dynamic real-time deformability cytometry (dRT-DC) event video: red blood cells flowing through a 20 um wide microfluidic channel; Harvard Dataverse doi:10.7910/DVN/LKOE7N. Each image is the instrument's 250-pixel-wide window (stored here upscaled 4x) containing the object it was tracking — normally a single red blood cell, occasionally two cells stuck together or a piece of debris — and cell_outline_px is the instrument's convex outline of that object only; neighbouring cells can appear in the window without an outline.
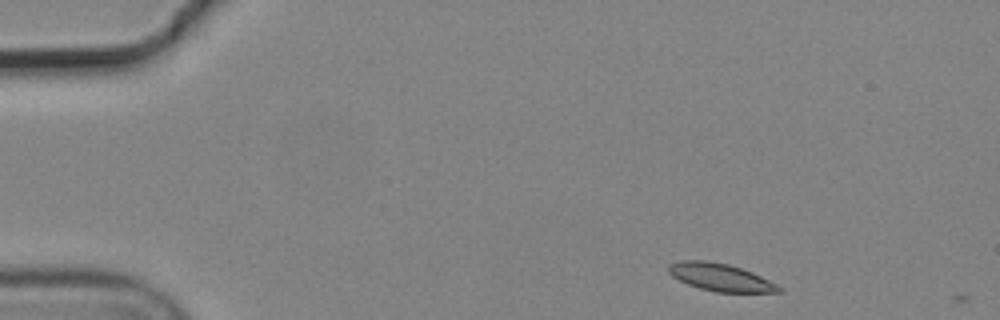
{"species": "common noctule bat (a hibernating species)", "species_latin": "Nyctalus noctula", "temperature_condition": "cold", "stored_images_in_passage": 2, "camera_frame_rate_fps": 3000, "um_per_image_px": 0.085, "animal": {"sex": "male", "body_mass_g": 19.2, "forearm_length_mm": 51.8}, "frame": {"image": 1, "passage_image": 1, "time_ms": 0.0, "image_size_px": [1000, 320], "cell_outline_px": [[784, 292], [716, 292], [700, 288], [688, 284], [672, 276], [668, 272], [668, 264], [680, 260], [708, 260], [728, 264], [752, 272], [784, 288]], "centroid_in_image_um": [61.23, 23.56], "position_along_channel_um": 23.8, "area_um2": 17.69}}